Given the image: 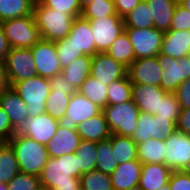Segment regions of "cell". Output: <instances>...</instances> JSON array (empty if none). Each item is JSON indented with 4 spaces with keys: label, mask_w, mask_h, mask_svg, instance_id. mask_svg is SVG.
Masks as SVG:
<instances>
[{
    "label": "cell",
    "mask_w": 190,
    "mask_h": 190,
    "mask_svg": "<svg viewBox=\"0 0 190 190\" xmlns=\"http://www.w3.org/2000/svg\"><path fill=\"white\" fill-rule=\"evenodd\" d=\"M126 190H142L139 186H135Z\"/></svg>",
    "instance_id": "obj_57"
},
{
    "label": "cell",
    "mask_w": 190,
    "mask_h": 190,
    "mask_svg": "<svg viewBox=\"0 0 190 190\" xmlns=\"http://www.w3.org/2000/svg\"><path fill=\"white\" fill-rule=\"evenodd\" d=\"M70 99L71 96L63 91L50 90L46 101L45 113L57 120L61 119L67 112Z\"/></svg>",
    "instance_id": "obj_38"
},
{
    "label": "cell",
    "mask_w": 190,
    "mask_h": 190,
    "mask_svg": "<svg viewBox=\"0 0 190 190\" xmlns=\"http://www.w3.org/2000/svg\"><path fill=\"white\" fill-rule=\"evenodd\" d=\"M142 0H114L115 10L118 16L125 17Z\"/></svg>",
    "instance_id": "obj_50"
},
{
    "label": "cell",
    "mask_w": 190,
    "mask_h": 190,
    "mask_svg": "<svg viewBox=\"0 0 190 190\" xmlns=\"http://www.w3.org/2000/svg\"><path fill=\"white\" fill-rule=\"evenodd\" d=\"M164 142L165 165L172 171H190V135L176 130Z\"/></svg>",
    "instance_id": "obj_11"
},
{
    "label": "cell",
    "mask_w": 190,
    "mask_h": 190,
    "mask_svg": "<svg viewBox=\"0 0 190 190\" xmlns=\"http://www.w3.org/2000/svg\"><path fill=\"white\" fill-rule=\"evenodd\" d=\"M1 25L11 48H32L42 39L33 14L5 20Z\"/></svg>",
    "instance_id": "obj_5"
},
{
    "label": "cell",
    "mask_w": 190,
    "mask_h": 190,
    "mask_svg": "<svg viewBox=\"0 0 190 190\" xmlns=\"http://www.w3.org/2000/svg\"><path fill=\"white\" fill-rule=\"evenodd\" d=\"M170 190H190V171H173L169 179Z\"/></svg>",
    "instance_id": "obj_46"
},
{
    "label": "cell",
    "mask_w": 190,
    "mask_h": 190,
    "mask_svg": "<svg viewBox=\"0 0 190 190\" xmlns=\"http://www.w3.org/2000/svg\"><path fill=\"white\" fill-rule=\"evenodd\" d=\"M8 86L3 62H0V92Z\"/></svg>",
    "instance_id": "obj_53"
},
{
    "label": "cell",
    "mask_w": 190,
    "mask_h": 190,
    "mask_svg": "<svg viewBox=\"0 0 190 190\" xmlns=\"http://www.w3.org/2000/svg\"><path fill=\"white\" fill-rule=\"evenodd\" d=\"M106 53L126 68L135 60L133 46L125 31L117 37Z\"/></svg>",
    "instance_id": "obj_32"
},
{
    "label": "cell",
    "mask_w": 190,
    "mask_h": 190,
    "mask_svg": "<svg viewBox=\"0 0 190 190\" xmlns=\"http://www.w3.org/2000/svg\"><path fill=\"white\" fill-rule=\"evenodd\" d=\"M76 190H84L81 186L79 188H77Z\"/></svg>",
    "instance_id": "obj_61"
},
{
    "label": "cell",
    "mask_w": 190,
    "mask_h": 190,
    "mask_svg": "<svg viewBox=\"0 0 190 190\" xmlns=\"http://www.w3.org/2000/svg\"><path fill=\"white\" fill-rule=\"evenodd\" d=\"M11 47L9 45L8 39L4 34V30L0 23V62L5 60L6 55L9 53Z\"/></svg>",
    "instance_id": "obj_52"
},
{
    "label": "cell",
    "mask_w": 190,
    "mask_h": 190,
    "mask_svg": "<svg viewBox=\"0 0 190 190\" xmlns=\"http://www.w3.org/2000/svg\"><path fill=\"white\" fill-rule=\"evenodd\" d=\"M65 38L67 42H71L84 55L93 57L96 54V45L89 20L82 16L75 18L71 31Z\"/></svg>",
    "instance_id": "obj_19"
},
{
    "label": "cell",
    "mask_w": 190,
    "mask_h": 190,
    "mask_svg": "<svg viewBox=\"0 0 190 190\" xmlns=\"http://www.w3.org/2000/svg\"><path fill=\"white\" fill-rule=\"evenodd\" d=\"M133 46L135 59L156 57L163 43L164 32L155 27L137 29L124 28Z\"/></svg>",
    "instance_id": "obj_10"
},
{
    "label": "cell",
    "mask_w": 190,
    "mask_h": 190,
    "mask_svg": "<svg viewBox=\"0 0 190 190\" xmlns=\"http://www.w3.org/2000/svg\"><path fill=\"white\" fill-rule=\"evenodd\" d=\"M16 134V130L12 127L9 116L0 107V138L7 142Z\"/></svg>",
    "instance_id": "obj_48"
},
{
    "label": "cell",
    "mask_w": 190,
    "mask_h": 190,
    "mask_svg": "<svg viewBox=\"0 0 190 190\" xmlns=\"http://www.w3.org/2000/svg\"><path fill=\"white\" fill-rule=\"evenodd\" d=\"M97 161L95 169L110 175L117 167L109 139L97 142Z\"/></svg>",
    "instance_id": "obj_37"
},
{
    "label": "cell",
    "mask_w": 190,
    "mask_h": 190,
    "mask_svg": "<svg viewBox=\"0 0 190 190\" xmlns=\"http://www.w3.org/2000/svg\"><path fill=\"white\" fill-rule=\"evenodd\" d=\"M58 120L47 113L26 118L16 133L46 145L57 132Z\"/></svg>",
    "instance_id": "obj_15"
},
{
    "label": "cell",
    "mask_w": 190,
    "mask_h": 190,
    "mask_svg": "<svg viewBox=\"0 0 190 190\" xmlns=\"http://www.w3.org/2000/svg\"><path fill=\"white\" fill-rule=\"evenodd\" d=\"M7 190H39L42 188L38 176L19 172L6 184Z\"/></svg>",
    "instance_id": "obj_42"
},
{
    "label": "cell",
    "mask_w": 190,
    "mask_h": 190,
    "mask_svg": "<svg viewBox=\"0 0 190 190\" xmlns=\"http://www.w3.org/2000/svg\"><path fill=\"white\" fill-rule=\"evenodd\" d=\"M132 84H146L160 87L162 69L156 57L135 59L127 68Z\"/></svg>",
    "instance_id": "obj_16"
},
{
    "label": "cell",
    "mask_w": 190,
    "mask_h": 190,
    "mask_svg": "<svg viewBox=\"0 0 190 190\" xmlns=\"http://www.w3.org/2000/svg\"><path fill=\"white\" fill-rule=\"evenodd\" d=\"M181 112L180 104L175 93H166L163 100H160V106L157 117L173 119L177 122Z\"/></svg>",
    "instance_id": "obj_43"
},
{
    "label": "cell",
    "mask_w": 190,
    "mask_h": 190,
    "mask_svg": "<svg viewBox=\"0 0 190 190\" xmlns=\"http://www.w3.org/2000/svg\"><path fill=\"white\" fill-rule=\"evenodd\" d=\"M90 75L108 86L113 81L125 77L127 68L106 52H98L92 57Z\"/></svg>",
    "instance_id": "obj_17"
},
{
    "label": "cell",
    "mask_w": 190,
    "mask_h": 190,
    "mask_svg": "<svg viewBox=\"0 0 190 190\" xmlns=\"http://www.w3.org/2000/svg\"><path fill=\"white\" fill-rule=\"evenodd\" d=\"M31 52L38 76L49 79L61 74L62 67L54 42L41 39L31 48Z\"/></svg>",
    "instance_id": "obj_14"
},
{
    "label": "cell",
    "mask_w": 190,
    "mask_h": 190,
    "mask_svg": "<svg viewBox=\"0 0 190 190\" xmlns=\"http://www.w3.org/2000/svg\"><path fill=\"white\" fill-rule=\"evenodd\" d=\"M0 190H7V186L0 183Z\"/></svg>",
    "instance_id": "obj_58"
},
{
    "label": "cell",
    "mask_w": 190,
    "mask_h": 190,
    "mask_svg": "<svg viewBox=\"0 0 190 190\" xmlns=\"http://www.w3.org/2000/svg\"><path fill=\"white\" fill-rule=\"evenodd\" d=\"M91 62L92 57L82 55L63 68L61 74L74 87V89L78 90L81 84L90 75Z\"/></svg>",
    "instance_id": "obj_27"
},
{
    "label": "cell",
    "mask_w": 190,
    "mask_h": 190,
    "mask_svg": "<svg viewBox=\"0 0 190 190\" xmlns=\"http://www.w3.org/2000/svg\"><path fill=\"white\" fill-rule=\"evenodd\" d=\"M9 86L37 76L31 48H11L3 61Z\"/></svg>",
    "instance_id": "obj_8"
},
{
    "label": "cell",
    "mask_w": 190,
    "mask_h": 190,
    "mask_svg": "<svg viewBox=\"0 0 190 190\" xmlns=\"http://www.w3.org/2000/svg\"><path fill=\"white\" fill-rule=\"evenodd\" d=\"M39 179L48 190H76L80 187L78 155L49 157Z\"/></svg>",
    "instance_id": "obj_1"
},
{
    "label": "cell",
    "mask_w": 190,
    "mask_h": 190,
    "mask_svg": "<svg viewBox=\"0 0 190 190\" xmlns=\"http://www.w3.org/2000/svg\"><path fill=\"white\" fill-rule=\"evenodd\" d=\"M0 107L9 116L12 127L16 131L21 127L23 121L28 118L26 103L9 85L2 91Z\"/></svg>",
    "instance_id": "obj_21"
},
{
    "label": "cell",
    "mask_w": 190,
    "mask_h": 190,
    "mask_svg": "<svg viewBox=\"0 0 190 190\" xmlns=\"http://www.w3.org/2000/svg\"><path fill=\"white\" fill-rule=\"evenodd\" d=\"M132 100V83L128 75L108 85V104L118 105Z\"/></svg>",
    "instance_id": "obj_36"
},
{
    "label": "cell",
    "mask_w": 190,
    "mask_h": 190,
    "mask_svg": "<svg viewBox=\"0 0 190 190\" xmlns=\"http://www.w3.org/2000/svg\"><path fill=\"white\" fill-rule=\"evenodd\" d=\"M20 172L15 153L8 142L0 147V183L6 185Z\"/></svg>",
    "instance_id": "obj_31"
},
{
    "label": "cell",
    "mask_w": 190,
    "mask_h": 190,
    "mask_svg": "<svg viewBox=\"0 0 190 190\" xmlns=\"http://www.w3.org/2000/svg\"><path fill=\"white\" fill-rule=\"evenodd\" d=\"M157 60L162 69L160 87L167 93H175L178 86L190 79V59L188 56L180 59L159 53Z\"/></svg>",
    "instance_id": "obj_9"
},
{
    "label": "cell",
    "mask_w": 190,
    "mask_h": 190,
    "mask_svg": "<svg viewBox=\"0 0 190 190\" xmlns=\"http://www.w3.org/2000/svg\"><path fill=\"white\" fill-rule=\"evenodd\" d=\"M165 92L161 87L146 84H132V100L140 112L157 115L160 100H163Z\"/></svg>",
    "instance_id": "obj_18"
},
{
    "label": "cell",
    "mask_w": 190,
    "mask_h": 190,
    "mask_svg": "<svg viewBox=\"0 0 190 190\" xmlns=\"http://www.w3.org/2000/svg\"><path fill=\"white\" fill-rule=\"evenodd\" d=\"M172 172L165 164H142L138 186L142 190H158L169 183Z\"/></svg>",
    "instance_id": "obj_24"
},
{
    "label": "cell",
    "mask_w": 190,
    "mask_h": 190,
    "mask_svg": "<svg viewBox=\"0 0 190 190\" xmlns=\"http://www.w3.org/2000/svg\"><path fill=\"white\" fill-rule=\"evenodd\" d=\"M158 190H170V188H169V183L166 184V185H164L163 187H161V188L158 189Z\"/></svg>",
    "instance_id": "obj_56"
},
{
    "label": "cell",
    "mask_w": 190,
    "mask_h": 190,
    "mask_svg": "<svg viewBox=\"0 0 190 190\" xmlns=\"http://www.w3.org/2000/svg\"><path fill=\"white\" fill-rule=\"evenodd\" d=\"M50 88L54 91H63L64 93L72 96L77 90L66 80L62 74H58L52 78H49Z\"/></svg>",
    "instance_id": "obj_47"
},
{
    "label": "cell",
    "mask_w": 190,
    "mask_h": 190,
    "mask_svg": "<svg viewBox=\"0 0 190 190\" xmlns=\"http://www.w3.org/2000/svg\"><path fill=\"white\" fill-rule=\"evenodd\" d=\"M35 0H0V23L33 14Z\"/></svg>",
    "instance_id": "obj_33"
},
{
    "label": "cell",
    "mask_w": 190,
    "mask_h": 190,
    "mask_svg": "<svg viewBox=\"0 0 190 190\" xmlns=\"http://www.w3.org/2000/svg\"><path fill=\"white\" fill-rule=\"evenodd\" d=\"M33 15L43 40L55 42L65 38L71 31L75 17L42 5L35 0Z\"/></svg>",
    "instance_id": "obj_3"
},
{
    "label": "cell",
    "mask_w": 190,
    "mask_h": 190,
    "mask_svg": "<svg viewBox=\"0 0 190 190\" xmlns=\"http://www.w3.org/2000/svg\"><path fill=\"white\" fill-rule=\"evenodd\" d=\"M93 1H97V0H79L80 5H81V10H83L85 7L90 5Z\"/></svg>",
    "instance_id": "obj_54"
},
{
    "label": "cell",
    "mask_w": 190,
    "mask_h": 190,
    "mask_svg": "<svg viewBox=\"0 0 190 190\" xmlns=\"http://www.w3.org/2000/svg\"><path fill=\"white\" fill-rule=\"evenodd\" d=\"M11 87L26 103L28 117L45 113L47 97L51 90L48 78L37 75L15 82Z\"/></svg>",
    "instance_id": "obj_4"
},
{
    "label": "cell",
    "mask_w": 190,
    "mask_h": 190,
    "mask_svg": "<svg viewBox=\"0 0 190 190\" xmlns=\"http://www.w3.org/2000/svg\"><path fill=\"white\" fill-rule=\"evenodd\" d=\"M176 121L153 114L140 112L137 127L131 138L136 144L148 141L150 138L165 139L176 131Z\"/></svg>",
    "instance_id": "obj_7"
},
{
    "label": "cell",
    "mask_w": 190,
    "mask_h": 190,
    "mask_svg": "<svg viewBox=\"0 0 190 190\" xmlns=\"http://www.w3.org/2000/svg\"><path fill=\"white\" fill-rule=\"evenodd\" d=\"M109 140L117 165L138 159L137 144L131 137L111 134Z\"/></svg>",
    "instance_id": "obj_30"
},
{
    "label": "cell",
    "mask_w": 190,
    "mask_h": 190,
    "mask_svg": "<svg viewBox=\"0 0 190 190\" xmlns=\"http://www.w3.org/2000/svg\"><path fill=\"white\" fill-rule=\"evenodd\" d=\"M80 186L84 190H113L110 175L96 169L80 177Z\"/></svg>",
    "instance_id": "obj_39"
},
{
    "label": "cell",
    "mask_w": 190,
    "mask_h": 190,
    "mask_svg": "<svg viewBox=\"0 0 190 190\" xmlns=\"http://www.w3.org/2000/svg\"><path fill=\"white\" fill-rule=\"evenodd\" d=\"M76 130L84 141L99 142L109 139L111 136V132L103 112L79 123Z\"/></svg>",
    "instance_id": "obj_25"
},
{
    "label": "cell",
    "mask_w": 190,
    "mask_h": 190,
    "mask_svg": "<svg viewBox=\"0 0 190 190\" xmlns=\"http://www.w3.org/2000/svg\"><path fill=\"white\" fill-rule=\"evenodd\" d=\"M101 112V108L92 103L85 96L76 92L71 96L66 114L58 120V123L61 127L76 130L79 123L97 116Z\"/></svg>",
    "instance_id": "obj_13"
},
{
    "label": "cell",
    "mask_w": 190,
    "mask_h": 190,
    "mask_svg": "<svg viewBox=\"0 0 190 190\" xmlns=\"http://www.w3.org/2000/svg\"><path fill=\"white\" fill-rule=\"evenodd\" d=\"M138 160L142 164H165L166 146L164 139L150 138L137 144Z\"/></svg>",
    "instance_id": "obj_28"
},
{
    "label": "cell",
    "mask_w": 190,
    "mask_h": 190,
    "mask_svg": "<svg viewBox=\"0 0 190 190\" xmlns=\"http://www.w3.org/2000/svg\"><path fill=\"white\" fill-rule=\"evenodd\" d=\"M42 5L60 12L79 17L82 14L79 0H38Z\"/></svg>",
    "instance_id": "obj_44"
},
{
    "label": "cell",
    "mask_w": 190,
    "mask_h": 190,
    "mask_svg": "<svg viewBox=\"0 0 190 190\" xmlns=\"http://www.w3.org/2000/svg\"><path fill=\"white\" fill-rule=\"evenodd\" d=\"M7 142L15 153L20 172L39 177L49 158L46 145L19 133Z\"/></svg>",
    "instance_id": "obj_2"
},
{
    "label": "cell",
    "mask_w": 190,
    "mask_h": 190,
    "mask_svg": "<svg viewBox=\"0 0 190 190\" xmlns=\"http://www.w3.org/2000/svg\"><path fill=\"white\" fill-rule=\"evenodd\" d=\"M102 112L105 115L111 134L132 136L137 127L140 113L133 100L118 105H107Z\"/></svg>",
    "instance_id": "obj_6"
},
{
    "label": "cell",
    "mask_w": 190,
    "mask_h": 190,
    "mask_svg": "<svg viewBox=\"0 0 190 190\" xmlns=\"http://www.w3.org/2000/svg\"><path fill=\"white\" fill-rule=\"evenodd\" d=\"M4 142L5 141L0 138V147L4 144Z\"/></svg>",
    "instance_id": "obj_60"
},
{
    "label": "cell",
    "mask_w": 190,
    "mask_h": 190,
    "mask_svg": "<svg viewBox=\"0 0 190 190\" xmlns=\"http://www.w3.org/2000/svg\"><path fill=\"white\" fill-rule=\"evenodd\" d=\"M109 15H118L114 0H97L82 10L81 16L85 19H99Z\"/></svg>",
    "instance_id": "obj_40"
},
{
    "label": "cell",
    "mask_w": 190,
    "mask_h": 190,
    "mask_svg": "<svg viewBox=\"0 0 190 190\" xmlns=\"http://www.w3.org/2000/svg\"><path fill=\"white\" fill-rule=\"evenodd\" d=\"M176 4H182L185 0H174Z\"/></svg>",
    "instance_id": "obj_59"
},
{
    "label": "cell",
    "mask_w": 190,
    "mask_h": 190,
    "mask_svg": "<svg viewBox=\"0 0 190 190\" xmlns=\"http://www.w3.org/2000/svg\"><path fill=\"white\" fill-rule=\"evenodd\" d=\"M97 142L84 141L80 142L75 154L78 155L79 178L92 170H95L97 161Z\"/></svg>",
    "instance_id": "obj_35"
},
{
    "label": "cell",
    "mask_w": 190,
    "mask_h": 190,
    "mask_svg": "<svg viewBox=\"0 0 190 190\" xmlns=\"http://www.w3.org/2000/svg\"><path fill=\"white\" fill-rule=\"evenodd\" d=\"M181 5L190 12V0H185Z\"/></svg>",
    "instance_id": "obj_55"
},
{
    "label": "cell",
    "mask_w": 190,
    "mask_h": 190,
    "mask_svg": "<svg viewBox=\"0 0 190 190\" xmlns=\"http://www.w3.org/2000/svg\"><path fill=\"white\" fill-rule=\"evenodd\" d=\"M54 43L62 69L68 66L77 57L84 55L83 52L78 51L71 42H67L66 38L59 39Z\"/></svg>",
    "instance_id": "obj_41"
},
{
    "label": "cell",
    "mask_w": 190,
    "mask_h": 190,
    "mask_svg": "<svg viewBox=\"0 0 190 190\" xmlns=\"http://www.w3.org/2000/svg\"><path fill=\"white\" fill-rule=\"evenodd\" d=\"M170 30L190 31V12L181 4L176 5Z\"/></svg>",
    "instance_id": "obj_45"
},
{
    "label": "cell",
    "mask_w": 190,
    "mask_h": 190,
    "mask_svg": "<svg viewBox=\"0 0 190 190\" xmlns=\"http://www.w3.org/2000/svg\"><path fill=\"white\" fill-rule=\"evenodd\" d=\"M176 130L190 135V108L181 110L176 123Z\"/></svg>",
    "instance_id": "obj_51"
},
{
    "label": "cell",
    "mask_w": 190,
    "mask_h": 190,
    "mask_svg": "<svg viewBox=\"0 0 190 190\" xmlns=\"http://www.w3.org/2000/svg\"><path fill=\"white\" fill-rule=\"evenodd\" d=\"M175 95L181 110L190 108V79L185 80L178 86Z\"/></svg>",
    "instance_id": "obj_49"
},
{
    "label": "cell",
    "mask_w": 190,
    "mask_h": 190,
    "mask_svg": "<svg viewBox=\"0 0 190 190\" xmlns=\"http://www.w3.org/2000/svg\"><path fill=\"white\" fill-rule=\"evenodd\" d=\"M154 20V27L163 32L169 31L176 8L174 0H145Z\"/></svg>",
    "instance_id": "obj_26"
},
{
    "label": "cell",
    "mask_w": 190,
    "mask_h": 190,
    "mask_svg": "<svg viewBox=\"0 0 190 190\" xmlns=\"http://www.w3.org/2000/svg\"><path fill=\"white\" fill-rule=\"evenodd\" d=\"M125 28L145 29L154 27L151 12L146 1L142 0L133 10L123 17Z\"/></svg>",
    "instance_id": "obj_34"
},
{
    "label": "cell",
    "mask_w": 190,
    "mask_h": 190,
    "mask_svg": "<svg viewBox=\"0 0 190 190\" xmlns=\"http://www.w3.org/2000/svg\"><path fill=\"white\" fill-rule=\"evenodd\" d=\"M141 168L142 163L138 159L118 164L110 174L113 190H126L138 186Z\"/></svg>",
    "instance_id": "obj_22"
},
{
    "label": "cell",
    "mask_w": 190,
    "mask_h": 190,
    "mask_svg": "<svg viewBox=\"0 0 190 190\" xmlns=\"http://www.w3.org/2000/svg\"><path fill=\"white\" fill-rule=\"evenodd\" d=\"M82 138L77 130H69L58 126L57 132L46 144L49 157H59L66 154L75 153Z\"/></svg>",
    "instance_id": "obj_20"
},
{
    "label": "cell",
    "mask_w": 190,
    "mask_h": 190,
    "mask_svg": "<svg viewBox=\"0 0 190 190\" xmlns=\"http://www.w3.org/2000/svg\"><path fill=\"white\" fill-rule=\"evenodd\" d=\"M87 20L93 32L96 53L106 52L117 37L124 32L123 18L118 15Z\"/></svg>",
    "instance_id": "obj_12"
},
{
    "label": "cell",
    "mask_w": 190,
    "mask_h": 190,
    "mask_svg": "<svg viewBox=\"0 0 190 190\" xmlns=\"http://www.w3.org/2000/svg\"><path fill=\"white\" fill-rule=\"evenodd\" d=\"M77 92L85 96L102 110L108 104V86L89 75L81 84Z\"/></svg>",
    "instance_id": "obj_29"
},
{
    "label": "cell",
    "mask_w": 190,
    "mask_h": 190,
    "mask_svg": "<svg viewBox=\"0 0 190 190\" xmlns=\"http://www.w3.org/2000/svg\"><path fill=\"white\" fill-rule=\"evenodd\" d=\"M160 53L180 59L190 54V32L169 30L164 32Z\"/></svg>",
    "instance_id": "obj_23"
}]
</instances>
